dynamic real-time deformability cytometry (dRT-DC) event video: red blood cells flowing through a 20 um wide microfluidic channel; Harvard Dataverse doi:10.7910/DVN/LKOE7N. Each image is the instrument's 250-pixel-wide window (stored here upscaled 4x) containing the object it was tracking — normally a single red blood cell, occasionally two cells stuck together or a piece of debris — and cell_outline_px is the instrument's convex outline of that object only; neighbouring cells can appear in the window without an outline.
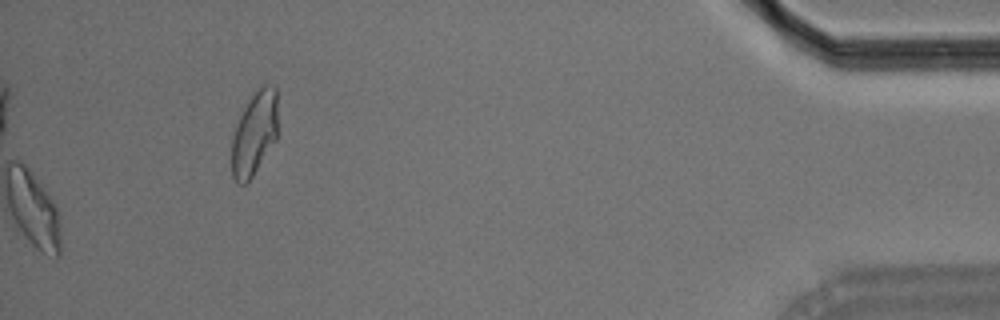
{"species": "Egyptian fruit bat (a non-hibernating species)", "species_latin": "Rousettus aegyptiacus", "temperature_condition": "room temperature", "stored_images_in_passage": 39, "camera_frame_rate_fps": 3000, "um_per_image_px": 0.085, "animal": {"sex": "male"}, "frame": {"image": 1, "passage_image": 39, "time_ms": 12.667, "image_size_px": [1000, 320], "cell_outline_px": [[276, 140], [252, 176], [244, 184], [240, 184], [232, 176], [232, 136], [236, 124], [248, 100], [256, 88], [264, 84], [272, 84], [276, 88]], "centroid_in_image_um": [21.61, 11.3], "position_along_channel_um": 413.6, "area_um2": 22.31}}